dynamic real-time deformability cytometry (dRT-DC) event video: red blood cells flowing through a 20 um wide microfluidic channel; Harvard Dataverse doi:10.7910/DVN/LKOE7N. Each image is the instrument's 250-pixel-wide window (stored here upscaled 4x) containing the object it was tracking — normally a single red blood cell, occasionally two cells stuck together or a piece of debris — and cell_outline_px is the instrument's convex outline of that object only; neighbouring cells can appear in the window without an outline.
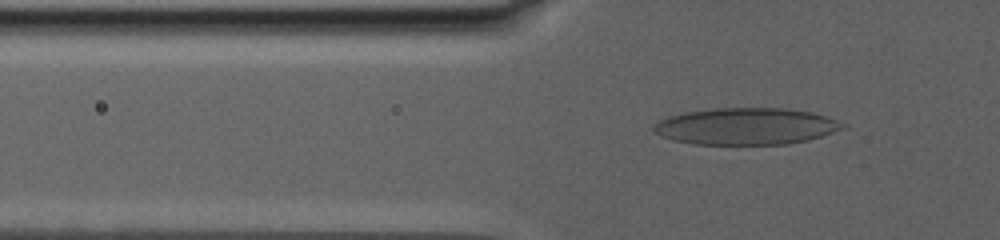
{"species": "human", "species_latin": "Homo sapiens", "temperature_condition": "warm", "stored_images_in_passage": 55, "camera_frame_rate_fps": 3000, "um_per_image_px": 0.085, "donor": {"sex": "male"}, "frame": {"image": 1, "passage_image": 37, "time_ms": 10.667, "image_size_px": [1000, 240], "cell_outline_px": [[848, 128], [808, 140], [788, 144], [692, 144], [660, 136], [652, 128], [660, 120], [668, 116], [684, 112], [712, 108], [784, 108], [812, 112], [836, 120], [844, 124]], "centroid_in_image_um": [63.43, 10.73], "position_along_channel_um": 62.4, "area_um2": 40.46}}
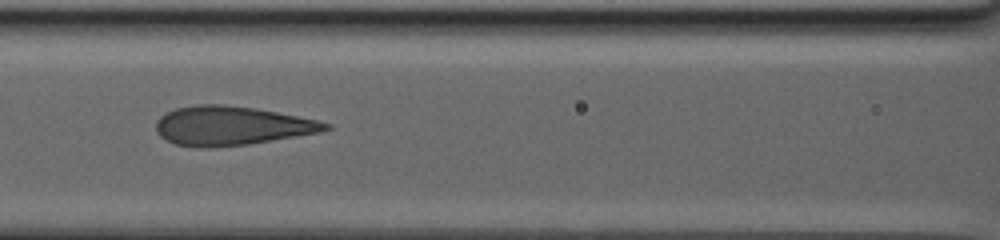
{"frame": {"image": 2, "passage_image": 47, "time_ms": 14.667, "image_size_px": [1000, 240], "cell_outline_px": [[332, 128], [320, 132], [248, 144], [212, 148], [196, 148], [176, 144], [160, 136], [156, 132], [156, 120], [160, 116], [176, 108], [196, 104], [224, 104], [256, 108], [316, 120], [332, 124]], "centroid_in_image_um": [19.64, 10.69], "position_along_channel_um": 147.0, "area_um2": 38.55}}
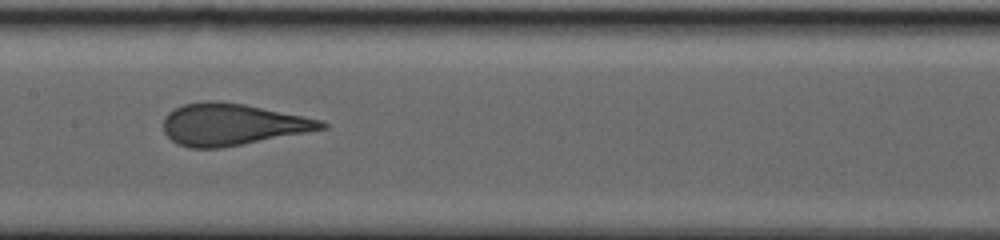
{"frame": {"image": 3, "passage_image": 54, "time_ms": 16.333, "image_size_px": [1000, 240], "cell_outline_px": [[328, 128], [220, 148], [188, 148], [172, 140], [164, 132], [164, 116], [168, 112], [184, 104], [204, 100], [216, 100], [244, 104], [320, 120], [328, 124]], "centroid_in_image_um": [19.69, 10.57], "position_along_channel_um": 187.7, "area_um2": 38.03}}